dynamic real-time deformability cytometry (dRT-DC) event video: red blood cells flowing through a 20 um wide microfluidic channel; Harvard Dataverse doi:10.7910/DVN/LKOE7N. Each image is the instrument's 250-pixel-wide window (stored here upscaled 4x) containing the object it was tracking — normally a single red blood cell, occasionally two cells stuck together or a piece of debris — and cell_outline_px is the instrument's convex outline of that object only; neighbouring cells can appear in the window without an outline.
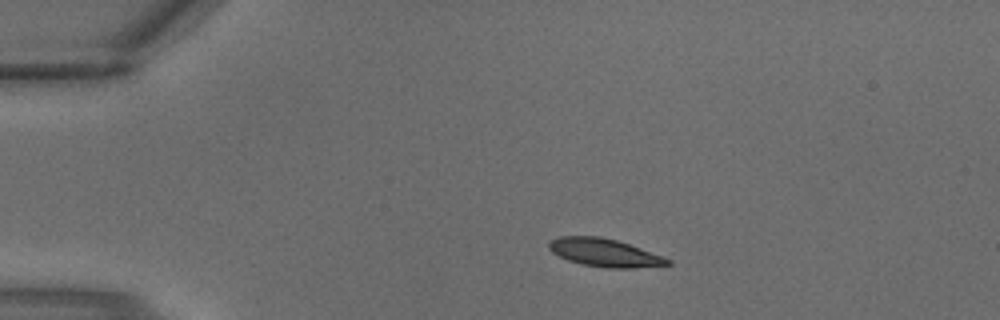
{"species": "common noctule bat (a hibernating species)", "species_latin": "Nyctalus noctula", "temperature_condition": "warm", "stored_images_in_passage": 1, "camera_frame_rate_fps": 3000, "um_per_image_px": 0.085, "animal": {"sex": "male", "body_mass_g": 18.8}, "frame": {"image": 1, "passage_image": 1, "time_ms": 0.0, "image_size_px": [1000, 320], "cell_outline_px": [[672, 264], [632, 268], [604, 268], [584, 264], [568, 260], [552, 252], [548, 248], [548, 244], [552, 240], [560, 236], [600, 236], [616, 240], [640, 248], [672, 260]], "centroid_in_image_um": [51.38, 21.48], "position_along_channel_um": 33.6, "area_um2": 19.13}}